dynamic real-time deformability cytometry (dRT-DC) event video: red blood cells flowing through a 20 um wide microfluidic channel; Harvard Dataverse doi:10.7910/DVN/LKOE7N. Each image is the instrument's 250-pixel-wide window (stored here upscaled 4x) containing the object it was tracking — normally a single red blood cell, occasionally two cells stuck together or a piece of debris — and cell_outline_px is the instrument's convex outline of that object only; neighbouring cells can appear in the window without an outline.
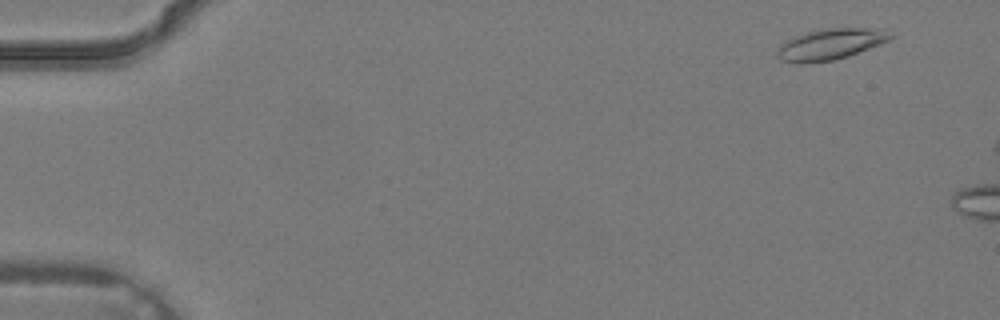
{"species": "common noctule bat (a hibernating species)", "species_latin": "Nyctalus noctula", "temperature_condition": "warm", "stored_images_in_passage": 3, "camera_frame_rate_fps": 3000, "um_per_image_px": 0.085, "animal": {"sex": "male", "body_mass_g": 19.2, "forearm_length_mm": 51.8}, "frame": {"image": 1, "passage_image": 1, "time_ms": 0.0, "image_size_px": [1000, 320], "cell_outline_px": [[896, 36], [888, 40], [848, 56], [832, 60], [804, 64], [800, 64], [780, 60], [776, 56], [776, 52], [788, 40], [796, 36], [808, 32], [828, 28], [884, 28]], "centroid_in_image_um": [70.62, 3.76], "position_along_channel_um": 14.4, "area_um2": 20.23}}